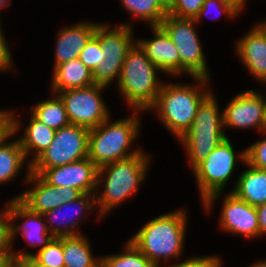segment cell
Listing matches in <instances>:
<instances>
[{"instance_id": "cell-1", "label": "cell", "mask_w": 266, "mask_h": 267, "mask_svg": "<svg viewBox=\"0 0 266 267\" xmlns=\"http://www.w3.org/2000/svg\"><path fill=\"white\" fill-rule=\"evenodd\" d=\"M197 85L163 83L156 101L148 110H156L165 128L178 140L190 129L202 101L211 93L205 86L209 78L192 77Z\"/></svg>"}, {"instance_id": "cell-2", "label": "cell", "mask_w": 266, "mask_h": 267, "mask_svg": "<svg viewBox=\"0 0 266 267\" xmlns=\"http://www.w3.org/2000/svg\"><path fill=\"white\" fill-rule=\"evenodd\" d=\"M187 212L177 209L146 222L130 241L146 256L156 267H161L164 261L182 256ZM161 265V266H160Z\"/></svg>"}, {"instance_id": "cell-3", "label": "cell", "mask_w": 266, "mask_h": 267, "mask_svg": "<svg viewBox=\"0 0 266 267\" xmlns=\"http://www.w3.org/2000/svg\"><path fill=\"white\" fill-rule=\"evenodd\" d=\"M150 158L149 154L142 151L140 154L109 163L98 169L95 199L100 211H98L99 218L138 191V186L146 177ZM101 185L102 193L98 190Z\"/></svg>"}, {"instance_id": "cell-4", "label": "cell", "mask_w": 266, "mask_h": 267, "mask_svg": "<svg viewBox=\"0 0 266 267\" xmlns=\"http://www.w3.org/2000/svg\"><path fill=\"white\" fill-rule=\"evenodd\" d=\"M139 112L142 113L140 110H134L130 117L114 122H111V117H109L97 127L90 129L88 158L98 168L140 154L143 151L139 148L129 149L138 136Z\"/></svg>"}, {"instance_id": "cell-5", "label": "cell", "mask_w": 266, "mask_h": 267, "mask_svg": "<svg viewBox=\"0 0 266 267\" xmlns=\"http://www.w3.org/2000/svg\"><path fill=\"white\" fill-rule=\"evenodd\" d=\"M159 71L137 43L128 51L117 85L132 111L144 112L154 104L164 83Z\"/></svg>"}, {"instance_id": "cell-6", "label": "cell", "mask_w": 266, "mask_h": 267, "mask_svg": "<svg viewBox=\"0 0 266 267\" xmlns=\"http://www.w3.org/2000/svg\"><path fill=\"white\" fill-rule=\"evenodd\" d=\"M214 93H210L199 105L190 129L179 139L188 154L194 170L227 138L223 126V113L219 112Z\"/></svg>"}, {"instance_id": "cell-7", "label": "cell", "mask_w": 266, "mask_h": 267, "mask_svg": "<svg viewBox=\"0 0 266 267\" xmlns=\"http://www.w3.org/2000/svg\"><path fill=\"white\" fill-rule=\"evenodd\" d=\"M238 156L246 162V149L236 155L232 142L225 138L194 170V176L204 209L211 212L215 200L223 193L224 187L233 174Z\"/></svg>"}, {"instance_id": "cell-8", "label": "cell", "mask_w": 266, "mask_h": 267, "mask_svg": "<svg viewBox=\"0 0 266 267\" xmlns=\"http://www.w3.org/2000/svg\"><path fill=\"white\" fill-rule=\"evenodd\" d=\"M109 26L110 24L99 23L94 33L99 39L104 61L93 70L92 76L94 84L105 87L113 80L118 82L127 53L136 43L133 40L131 23L117 24V27L112 28Z\"/></svg>"}, {"instance_id": "cell-9", "label": "cell", "mask_w": 266, "mask_h": 267, "mask_svg": "<svg viewBox=\"0 0 266 267\" xmlns=\"http://www.w3.org/2000/svg\"><path fill=\"white\" fill-rule=\"evenodd\" d=\"M196 21L167 14L161 27L171 38L180 56V75L209 78L205 54L196 32Z\"/></svg>"}, {"instance_id": "cell-10", "label": "cell", "mask_w": 266, "mask_h": 267, "mask_svg": "<svg viewBox=\"0 0 266 267\" xmlns=\"http://www.w3.org/2000/svg\"><path fill=\"white\" fill-rule=\"evenodd\" d=\"M89 131L74 124L56 130L52 143L31 163V169H48L87 158Z\"/></svg>"}, {"instance_id": "cell-11", "label": "cell", "mask_w": 266, "mask_h": 267, "mask_svg": "<svg viewBox=\"0 0 266 267\" xmlns=\"http://www.w3.org/2000/svg\"><path fill=\"white\" fill-rule=\"evenodd\" d=\"M107 87L93 84L88 87L67 89L56 93L63 101L71 124L92 129L111 117L103 101Z\"/></svg>"}, {"instance_id": "cell-12", "label": "cell", "mask_w": 266, "mask_h": 267, "mask_svg": "<svg viewBox=\"0 0 266 267\" xmlns=\"http://www.w3.org/2000/svg\"><path fill=\"white\" fill-rule=\"evenodd\" d=\"M24 181L34 186L24 192L22 191L14 199H19L31 211L40 214L76 200L83 195L76 188L58 187L46 183L38 174L31 172V166H27V175Z\"/></svg>"}, {"instance_id": "cell-13", "label": "cell", "mask_w": 266, "mask_h": 267, "mask_svg": "<svg viewBox=\"0 0 266 267\" xmlns=\"http://www.w3.org/2000/svg\"><path fill=\"white\" fill-rule=\"evenodd\" d=\"M98 169L87 157L63 166L31 169V172L52 186L76 188L83 194H95Z\"/></svg>"}, {"instance_id": "cell-14", "label": "cell", "mask_w": 266, "mask_h": 267, "mask_svg": "<svg viewBox=\"0 0 266 267\" xmlns=\"http://www.w3.org/2000/svg\"><path fill=\"white\" fill-rule=\"evenodd\" d=\"M265 97L252 89L236 94L223 110L224 128L265 130Z\"/></svg>"}, {"instance_id": "cell-15", "label": "cell", "mask_w": 266, "mask_h": 267, "mask_svg": "<svg viewBox=\"0 0 266 267\" xmlns=\"http://www.w3.org/2000/svg\"><path fill=\"white\" fill-rule=\"evenodd\" d=\"M219 217V226L226 232L240 234L247 239L260 237L256 207L237 198L232 192L224 197Z\"/></svg>"}, {"instance_id": "cell-16", "label": "cell", "mask_w": 266, "mask_h": 267, "mask_svg": "<svg viewBox=\"0 0 266 267\" xmlns=\"http://www.w3.org/2000/svg\"><path fill=\"white\" fill-rule=\"evenodd\" d=\"M9 215L11 219L12 246L18 233H21L24 240L32 247L40 246L38 250L47 246L54 238L48 231L43 214L31 211L19 199L12 198L9 201ZM17 218L24 219V221L16 225L13 222Z\"/></svg>"}, {"instance_id": "cell-17", "label": "cell", "mask_w": 266, "mask_h": 267, "mask_svg": "<svg viewBox=\"0 0 266 267\" xmlns=\"http://www.w3.org/2000/svg\"><path fill=\"white\" fill-rule=\"evenodd\" d=\"M94 205L96 206L95 194H83L76 200L64 203L63 205L58 206L55 209L47 211L43 214V216L46 220L48 219L45 222L49 233L56 238L83 235L82 233L76 232L78 227L77 225L79 224V222H81V219L86 218L84 216H86L89 212L91 213V209H93L92 207ZM75 208L77 212L75 211ZM71 209H74V211L72 212ZM70 212H72V214H69ZM67 214H69V216ZM76 217H79V221L76 219Z\"/></svg>"}, {"instance_id": "cell-18", "label": "cell", "mask_w": 266, "mask_h": 267, "mask_svg": "<svg viewBox=\"0 0 266 267\" xmlns=\"http://www.w3.org/2000/svg\"><path fill=\"white\" fill-rule=\"evenodd\" d=\"M150 29L153 39H136V43L161 72L173 77L180 75V56L171 38L161 26H151Z\"/></svg>"}, {"instance_id": "cell-19", "label": "cell", "mask_w": 266, "mask_h": 267, "mask_svg": "<svg viewBox=\"0 0 266 267\" xmlns=\"http://www.w3.org/2000/svg\"><path fill=\"white\" fill-rule=\"evenodd\" d=\"M98 23L89 21L73 24L59 30L55 45L54 67L77 59L87 42L94 35Z\"/></svg>"}, {"instance_id": "cell-20", "label": "cell", "mask_w": 266, "mask_h": 267, "mask_svg": "<svg viewBox=\"0 0 266 267\" xmlns=\"http://www.w3.org/2000/svg\"><path fill=\"white\" fill-rule=\"evenodd\" d=\"M236 53L251 75L266 83V35L255 25L237 41Z\"/></svg>"}, {"instance_id": "cell-21", "label": "cell", "mask_w": 266, "mask_h": 267, "mask_svg": "<svg viewBox=\"0 0 266 267\" xmlns=\"http://www.w3.org/2000/svg\"><path fill=\"white\" fill-rule=\"evenodd\" d=\"M13 112L9 110L11 131L0 140V185L15 179L27 160L19 139L7 142L21 128V121L17 120Z\"/></svg>"}, {"instance_id": "cell-22", "label": "cell", "mask_w": 266, "mask_h": 267, "mask_svg": "<svg viewBox=\"0 0 266 267\" xmlns=\"http://www.w3.org/2000/svg\"><path fill=\"white\" fill-rule=\"evenodd\" d=\"M52 73L51 90L53 94L94 84L92 71L79 58L53 67Z\"/></svg>"}, {"instance_id": "cell-23", "label": "cell", "mask_w": 266, "mask_h": 267, "mask_svg": "<svg viewBox=\"0 0 266 267\" xmlns=\"http://www.w3.org/2000/svg\"><path fill=\"white\" fill-rule=\"evenodd\" d=\"M244 165L248 168L236 179V185L231 192L255 207L266 203V170L254 168L247 162Z\"/></svg>"}, {"instance_id": "cell-24", "label": "cell", "mask_w": 266, "mask_h": 267, "mask_svg": "<svg viewBox=\"0 0 266 267\" xmlns=\"http://www.w3.org/2000/svg\"><path fill=\"white\" fill-rule=\"evenodd\" d=\"M30 115V121L25 128L24 136L22 135L19 139L27 158L32 151H36L33 159L27 160V166H31V163L50 146L56 131L38 120L32 113Z\"/></svg>"}, {"instance_id": "cell-25", "label": "cell", "mask_w": 266, "mask_h": 267, "mask_svg": "<svg viewBox=\"0 0 266 267\" xmlns=\"http://www.w3.org/2000/svg\"><path fill=\"white\" fill-rule=\"evenodd\" d=\"M65 267H100L101 257L92 255L91 245L86 236L63 237Z\"/></svg>"}, {"instance_id": "cell-26", "label": "cell", "mask_w": 266, "mask_h": 267, "mask_svg": "<svg viewBox=\"0 0 266 267\" xmlns=\"http://www.w3.org/2000/svg\"><path fill=\"white\" fill-rule=\"evenodd\" d=\"M55 95L50 100L39 102L31 109V113L47 126L58 130L70 125V121L62 99Z\"/></svg>"}, {"instance_id": "cell-27", "label": "cell", "mask_w": 266, "mask_h": 267, "mask_svg": "<svg viewBox=\"0 0 266 267\" xmlns=\"http://www.w3.org/2000/svg\"><path fill=\"white\" fill-rule=\"evenodd\" d=\"M122 7L131 15L151 26H160L168 12L158 0H120Z\"/></svg>"}, {"instance_id": "cell-28", "label": "cell", "mask_w": 266, "mask_h": 267, "mask_svg": "<svg viewBox=\"0 0 266 267\" xmlns=\"http://www.w3.org/2000/svg\"><path fill=\"white\" fill-rule=\"evenodd\" d=\"M124 250L120 254L101 256L100 267H156L130 240Z\"/></svg>"}, {"instance_id": "cell-29", "label": "cell", "mask_w": 266, "mask_h": 267, "mask_svg": "<svg viewBox=\"0 0 266 267\" xmlns=\"http://www.w3.org/2000/svg\"><path fill=\"white\" fill-rule=\"evenodd\" d=\"M13 258L25 259L32 257L38 264L46 267H64L63 237H54L44 248L32 254L29 252H12Z\"/></svg>"}, {"instance_id": "cell-30", "label": "cell", "mask_w": 266, "mask_h": 267, "mask_svg": "<svg viewBox=\"0 0 266 267\" xmlns=\"http://www.w3.org/2000/svg\"><path fill=\"white\" fill-rule=\"evenodd\" d=\"M215 8L216 12L225 16L235 18L243 10L232 0H205L199 14L196 16V23H200L201 19Z\"/></svg>"}, {"instance_id": "cell-31", "label": "cell", "mask_w": 266, "mask_h": 267, "mask_svg": "<svg viewBox=\"0 0 266 267\" xmlns=\"http://www.w3.org/2000/svg\"><path fill=\"white\" fill-rule=\"evenodd\" d=\"M78 58L92 72L97 66H100L103 63L104 60H102L100 42L95 35H93L87 42Z\"/></svg>"}, {"instance_id": "cell-32", "label": "cell", "mask_w": 266, "mask_h": 267, "mask_svg": "<svg viewBox=\"0 0 266 267\" xmlns=\"http://www.w3.org/2000/svg\"><path fill=\"white\" fill-rule=\"evenodd\" d=\"M261 133L266 134V130ZM246 162L257 169L266 170V137L246 148Z\"/></svg>"}, {"instance_id": "cell-33", "label": "cell", "mask_w": 266, "mask_h": 267, "mask_svg": "<svg viewBox=\"0 0 266 267\" xmlns=\"http://www.w3.org/2000/svg\"><path fill=\"white\" fill-rule=\"evenodd\" d=\"M0 212V252L12 254L14 251L11 241V219L9 215V202Z\"/></svg>"}, {"instance_id": "cell-34", "label": "cell", "mask_w": 266, "mask_h": 267, "mask_svg": "<svg viewBox=\"0 0 266 267\" xmlns=\"http://www.w3.org/2000/svg\"><path fill=\"white\" fill-rule=\"evenodd\" d=\"M204 1L205 0H176L174 6L168 11V14L180 18L195 19Z\"/></svg>"}, {"instance_id": "cell-35", "label": "cell", "mask_w": 266, "mask_h": 267, "mask_svg": "<svg viewBox=\"0 0 266 267\" xmlns=\"http://www.w3.org/2000/svg\"><path fill=\"white\" fill-rule=\"evenodd\" d=\"M169 267H221V259L217 255L191 257Z\"/></svg>"}, {"instance_id": "cell-36", "label": "cell", "mask_w": 266, "mask_h": 267, "mask_svg": "<svg viewBox=\"0 0 266 267\" xmlns=\"http://www.w3.org/2000/svg\"><path fill=\"white\" fill-rule=\"evenodd\" d=\"M1 26L0 23V71L5 72L12 68L13 59Z\"/></svg>"}, {"instance_id": "cell-37", "label": "cell", "mask_w": 266, "mask_h": 267, "mask_svg": "<svg viewBox=\"0 0 266 267\" xmlns=\"http://www.w3.org/2000/svg\"><path fill=\"white\" fill-rule=\"evenodd\" d=\"M11 131L9 110H0V140Z\"/></svg>"}, {"instance_id": "cell-38", "label": "cell", "mask_w": 266, "mask_h": 267, "mask_svg": "<svg viewBox=\"0 0 266 267\" xmlns=\"http://www.w3.org/2000/svg\"><path fill=\"white\" fill-rule=\"evenodd\" d=\"M260 236L266 234V203L256 206Z\"/></svg>"}, {"instance_id": "cell-39", "label": "cell", "mask_w": 266, "mask_h": 267, "mask_svg": "<svg viewBox=\"0 0 266 267\" xmlns=\"http://www.w3.org/2000/svg\"><path fill=\"white\" fill-rule=\"evenodd\" d=\"M1 267H27L24 259L9 258Z\"/></svg>"}, {"instance_id": "cell-40", "label": "cell", "mask_w": 266, "mask_h": 267, "mask_svg": "<svg viewBox=\"0 0 266 267\" xmlns=\"http://www.w3.org/2000/svg\"><path fill=\"white\" fill-rule=\"evenodd\" d=\"M158 2L168 12L176 3V0H158Z\"/></svg>"}, {"instance_id": "cell-41", "label": "cell", "mask_w": 266, "mask_h": 267, "mask_svg": "<svg viewBox=\"0 0 266 267\" xmlns=\"http://www.w3.org/2000/svg\"><path fill=\"white\" fill-rule=\"evenodd\" d=\"M24 260H25L27 267H46L41 264H38L31 256L28 258H25Z\"/></svg>"}, {"instance_id": "cell-42", "label": "cell", "mask_w": 266, "mask_h": 267, "mask_svg": "<svg viewBox=\"0 0 266 267\" xmlns=\"http://www.w3.org/2000/svg\"><path fill=\"white\" fill-rule=\"evenodd\" d=\"M12 254H3L0 252V267L9 259L12 258Z\"/></svg>"}, {"instance_id": "cell-43", "label": "cell", "mask_w": 266, "mask_h": 267, "mask_svg": "<svg viewBox=\"0 0 266 267\" xmlns=\"http://www.w3.org/2000/svg\"><path fill=\"white\" fill-rule=\"evenodd\" d=\"M250 267H266V260H261L256 263H253Z\"/></svg>"}, {"instance_id": "cell-44", "label": "cell", "mask_w": 266, "mask_h": 267, "mask_svg": "<svg viewBox=\"0 0 266 267\" xmlns=\"http://www.w3.org/2000/svg\"><path fill=\"white\" fill-rule=\"evenodd\" d=\"M261 30L262 32L266 35V20L263 22H260L258 24H256Z\"/></svg>"}, {"instance_id": "cell-45", "label": "cell", "mask_w": 266, "mask_h": 267, "mask_svg": "<svg viewBox=\"0 0 266 267\" xmlns=\"http://www.w3.org/2000/svg\"><path fill=\"white\" fill-rule=\"evenodd\" d=\"M11 0H0V9L10 6Z\"/></svg>"}, {"instance_id": "cell-46", "label": "cell", "mask_w": 266, "mask_h": 267, "mask_svg": "<svg viewBox=\"0 0 266 267\" xmlns=\"http://www.w3.org/2000/svg\"><path fill=\"white\" fill-rule=\"evenodd\" d=\"M232 1H234L242 9H244V7L246 5V0H232Z\"/></svg>"}, {"instance_id": "cell-47", "label": "cell", "mask_w": 266, "mask_h": 267, "mask_svg": "<svg viewBox=\"0 0 266 267\" xmlns=\"http://www.w3.org/2000/svg\"><path fill=\"white\" fill-rule=\"evenodd\" d=\"M264 115H265V130H266V97H265V109H264Z\"/></svg>"}]
</instances>
